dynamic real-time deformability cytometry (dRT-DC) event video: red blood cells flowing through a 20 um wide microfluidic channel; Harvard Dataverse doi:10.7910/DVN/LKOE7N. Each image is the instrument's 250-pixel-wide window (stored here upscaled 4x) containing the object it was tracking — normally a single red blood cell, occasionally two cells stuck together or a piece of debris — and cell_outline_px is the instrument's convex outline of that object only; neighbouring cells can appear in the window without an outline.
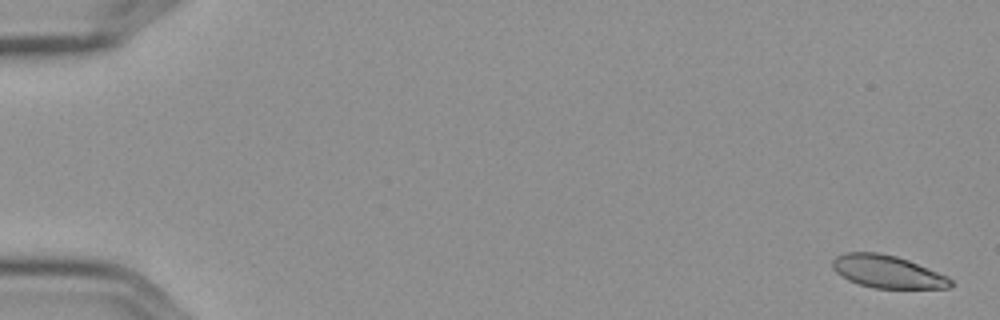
{"species": "Egyptian fruit bat (a non-hibernating species)", "species_latin": "Rousettus aegyptiacus", "temperature_condition": "cold", "stored_images_in_passage": 6, "camera_frame_rate_fps": 3000, "um_per_image_px": 0.085, "frame": {"image": 1, "passage_image": 1, "time_ms": 0.0, "image_size_px": [1000, 320], "cell_outline_px": [[956, 284], [948, 288], [872, 288], [848, 280], [836, 272], [832, 268], [832, 260], [836, 256], [844, 252], [880, 252], [896, 256], [908, 260], [948, 276]], "centroid_in_image_um": [75.43, 23.09], "position_along_channel_um": 9.6, "area_um2": 22.6}}